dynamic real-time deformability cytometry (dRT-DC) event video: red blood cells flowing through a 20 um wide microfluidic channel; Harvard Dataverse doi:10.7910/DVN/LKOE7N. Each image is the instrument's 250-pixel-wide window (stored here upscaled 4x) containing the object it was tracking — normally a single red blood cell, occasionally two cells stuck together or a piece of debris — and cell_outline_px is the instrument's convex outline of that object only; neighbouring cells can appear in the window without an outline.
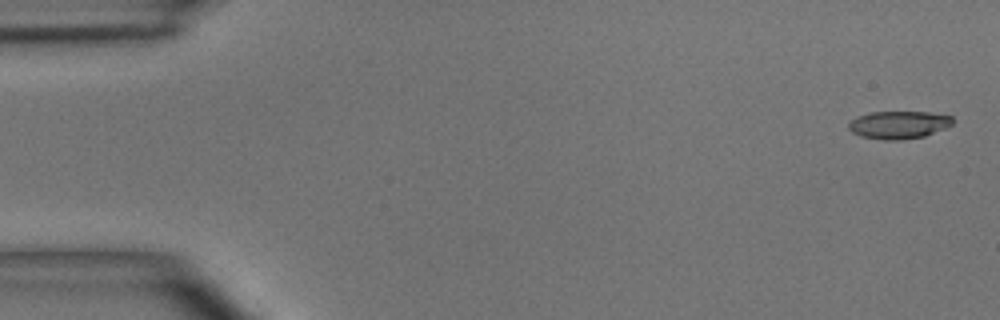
{"species": "common noctule bat (a hibernating species)", "species_latin": "Nyctalus noctula", "temperature_condition": "room temperature", "stored_images_in_passage": 6, "camera_frame_rate_fps": 3000, "um_per_image_px": 0.085, "animal": {"sex": "male", "body_mass_g": 15.6}, "frame": {"image": 1, "passage_image": 1, "time_ms": 0.0, "image_size_px": [1000, 320], "cell_outline_px": [[952, 124], [944, 128], [924, 136], [900, 140], [884, 140], [860, 136], [852, 132], [848, 128], [848, 124], [856, 116], [872, 112], [928, 112], [952, 116]], "centroid_in_image_um": [76.35, 10.61], "position_along_channel_um": 8.6, "area_um2": 16.7}}
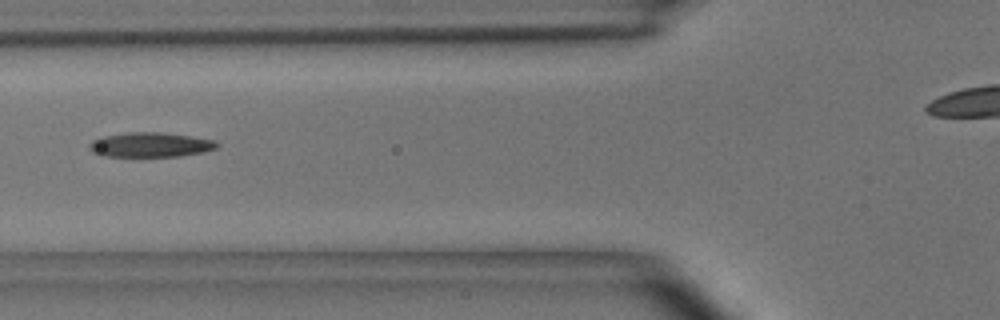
{"frame": {"image": 2, "passage_image": 6, "time_ms": 6.0, "image_size_px": [1000, 320], "cell_outline_px": [[220, 144], [216, 148], [200, 152], [180, 156], [104, 156], [92, 152], [88, 148], [88, 144], [92, 140], [104, 136], [128, 132], [160, 132], [192, 136], [216, 140]], "centroid_in_image_um": [12.77, 12.3], "position_along_channel_um": 113.0, "area_um2": 18.32}}